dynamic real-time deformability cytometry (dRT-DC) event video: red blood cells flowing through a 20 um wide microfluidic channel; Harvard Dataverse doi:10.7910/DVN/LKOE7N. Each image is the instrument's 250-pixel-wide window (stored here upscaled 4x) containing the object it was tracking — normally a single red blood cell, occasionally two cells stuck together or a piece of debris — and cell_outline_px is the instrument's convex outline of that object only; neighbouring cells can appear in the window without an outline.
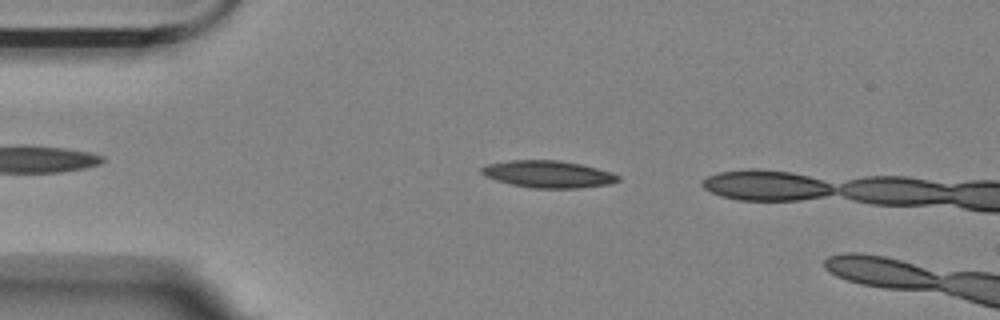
{"species": "Egyptian fruit bat (a non-hibernating species)", "species_latin": "Rousettus aegyptiacus", "temperature_condition": "room temperature", "stored_images_in_passage": 9, "camera_frame_rate_fps": 3000, "um_per_image_px": 0.085, "animal": {"sex": "female"}, "frame": {"image": 1, "passage_image": 6, "time_ms": 1.667, "image_size_px": [1000, 320], "cell_outline_px": [[620, 180], [608, 184], [576, 188], [532, 188], [512, 184], [496, 180], [484, 176], [480, 172], [480, 168], [488, 164], [508, 160], [560, 160], [580, 164], [612, 172], [620, 176]], "centroid_in_image_um": [46.57, 14.8], "position_along_channel_um": 38.4, "area_um2": 21.5}}